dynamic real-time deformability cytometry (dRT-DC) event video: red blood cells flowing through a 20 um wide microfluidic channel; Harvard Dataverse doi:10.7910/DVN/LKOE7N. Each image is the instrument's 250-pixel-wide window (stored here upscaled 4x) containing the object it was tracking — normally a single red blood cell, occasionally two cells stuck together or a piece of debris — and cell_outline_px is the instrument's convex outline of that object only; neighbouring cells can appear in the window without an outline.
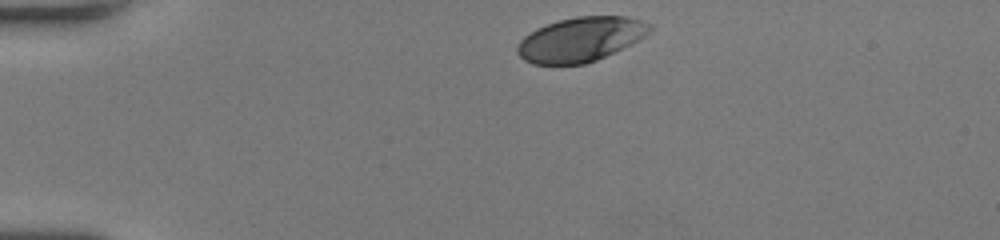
{"species": "human", "species_latin": "Homo sapiens", "temperature_condition": "room temperature", "stored_images_in_passage": 34, "camera_frame_rate_fps": 3000, "um_per_image_px": 0.085, "donor": {"sex": "female"}, "frame": {"image": 1, "passage_image": 1, "time_ms": 0.0, "image_size_px": [1000, 240], "cell_outline_px": [[652, 28], [644, 36], [632, 44], [596, 60], [584, 64], [532, 64], [524, 60], [516, 52], [516, 44], [524, 36], [536, 28], [560, 20], [576, 16], [628, 16], [652, 24]], "centroid_in_image_um": [49.34, 3.34], "position_along_channel_um": 35.7, "area_um2": 34.28}}
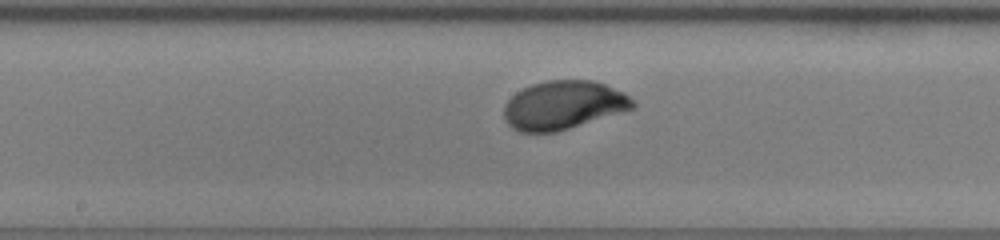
{"frame": {"image": 2, "passage_image": 18, "time_ms": 5.667, "image_size_px": [1000, 240], "cell_outline_px": [[636, 108], [556, 132], [520, 132], [512, 128], [504, 120], [504, 104], [516, 92], [532, 84], [548, 80], [592, 80], [604, 84], [624, 92], [636, 104]], "centroid_in_image_um": [47.88, 8.94], "position_along_channel_um": 200.3, "area_um2": 36.47}}
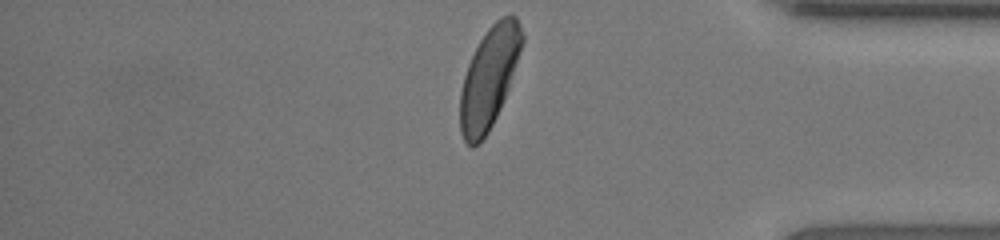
{"frame": {"image": 3, "passage_image": 34, "time_ms": 11.0, "image_size_px": [1000, 240], "cell_outline_px": [[524, 40], [504, 100], [488, 132], [480, 144], [472, 148], [464, 140], [460, 132], [460, 92], [464, 76], [468, 64], [480, 40], [488, 28], [500, 16], [516, 16], [524, 36]], "centroid_in_image_um": [41.56, 6.63], "position_along_channel_um": 393.6, "area_um2": 36.01}, "authors_computed_cell_mechanics": {"area_um2": 35.8071, "velocity_mm_per_s": 3.9899, "shape_relaxation_time_tau1_ms": 2.3436, "shape_relaxation_time_tau2_ms": null, "deformation_change_tau1": 0.1466, "deformation_change_tau2": null}}